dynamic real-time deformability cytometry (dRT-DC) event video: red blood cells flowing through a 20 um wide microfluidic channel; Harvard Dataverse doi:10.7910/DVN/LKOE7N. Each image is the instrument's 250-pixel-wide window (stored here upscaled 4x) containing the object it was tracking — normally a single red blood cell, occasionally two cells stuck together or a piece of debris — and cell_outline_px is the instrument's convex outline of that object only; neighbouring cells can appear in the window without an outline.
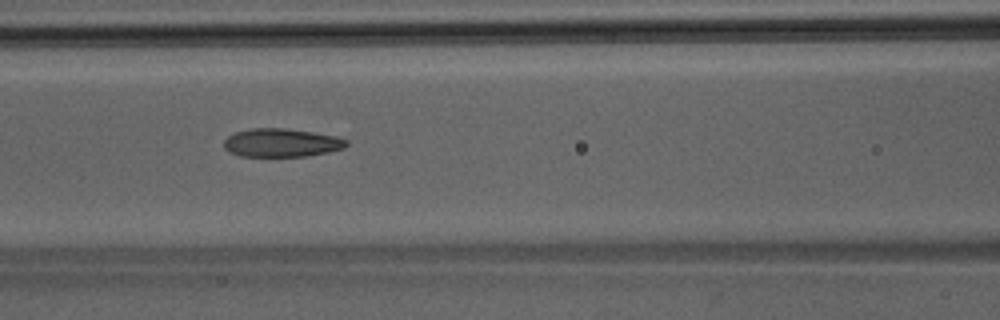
{"species": "Egyptian fruit bat (a non-hibernating species)", "species_latin": "Rousettus aegyptiacus", "temperature_condition": "room temperature", "stored_images_in_passage": 34, "camera_frame_rate_fps": 3000, "um_per_image_px": 0.085, "animal": {"sex": "male"}, "frame": {"image": 1, "passage_image": 10, "time_ms": 3.0, "image_size_px": [1000, 320], "cell_outline_px": [[348, 144], [344, 148], [328, 152], [304, 156], [240, 156], [228, 152], [224, 148], [224, 140], [228, 136], [236, 132], [252, 128], [284, 128], [312, 132], [336, 136], [348, 140]], "centroid_in_image_um": [23.91, 12.13], "position_along_channel_um": 142.7, "area_um2": 20.23}}
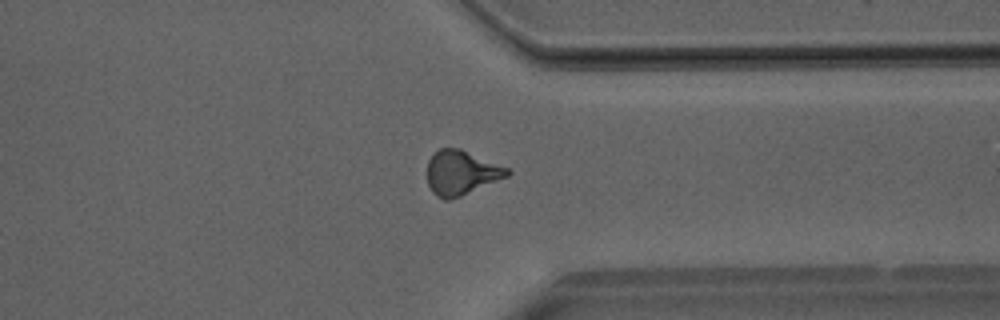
{"frame": {"image": 2, "passage_image": 25, "time_ms": 8.0, "image_size_px": [1000, 320], "cell_outline_px": [[512, 172], [508, 176], [460, 196], [448, 200], [444, 200], [436, 196], [432, 192], [428, 184], [428, 160], [440, 148], [460, 148], [508, 168]], "centroid_in_image_um": [39.2, 14.68], "position_along_channel_um": 372.2, "area_um2": 20.52}}
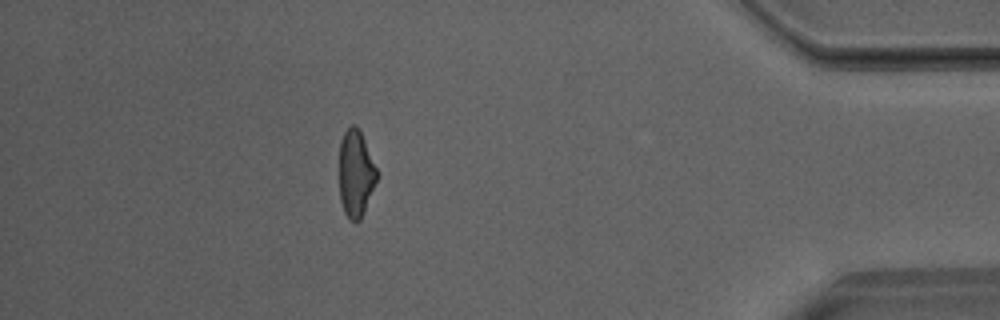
{"frame": {"image": 3, "passage_image": 30, "time_ms": 9.667, "image_size_px": [1000, 320], "cell_outline_px": [[376, 180], [360, 220], [348, 220], [344, 212], [340, 200], [340, 140], [344, 132], [352, 124], [356, 124], [360, 128], [376, 168]], "centroid_in_image_um": [30.22, 14.7], "position_along_channel_um": 405.0, "area_um2": 18.73}}